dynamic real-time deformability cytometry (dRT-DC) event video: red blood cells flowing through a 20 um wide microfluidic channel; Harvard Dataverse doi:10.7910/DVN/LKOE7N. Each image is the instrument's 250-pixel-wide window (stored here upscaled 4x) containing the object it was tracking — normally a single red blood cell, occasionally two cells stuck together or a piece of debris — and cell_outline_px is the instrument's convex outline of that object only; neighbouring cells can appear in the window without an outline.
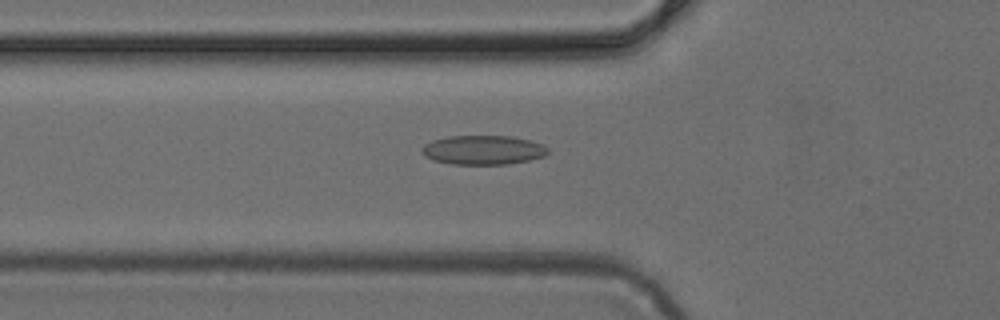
{"species": "common noctule bat (a hibernating species)", "species_latin": "Nyctalus noctula", "temperature_condition": "cold", "stored_images_in_passage": 49, "camera_frame_rate_fps": 3000, "um_per_image_px": 0.085, "animal": {"sex": "female", "body_mass_g": 24.6, "forearm_length_mm": 56.2}, "frame": {"image": 1, "passage_image": 17, "time_ms": 5.333, "image_size_px": [1000, 320], "cell_outline_px": [[548, 152], [544, 156], [528, 160], [508, 164], [452, 164], [432, 160], [424, 156], [420, 152], [420, 148], [424, 144], [432, 140], [448, 136], [512, 136], [544, 144], [548, 148]], "centroid_in_image_um": [41.02, 12.74], "position_along_channel_um": 84.8, "area_um2": 21.62}}
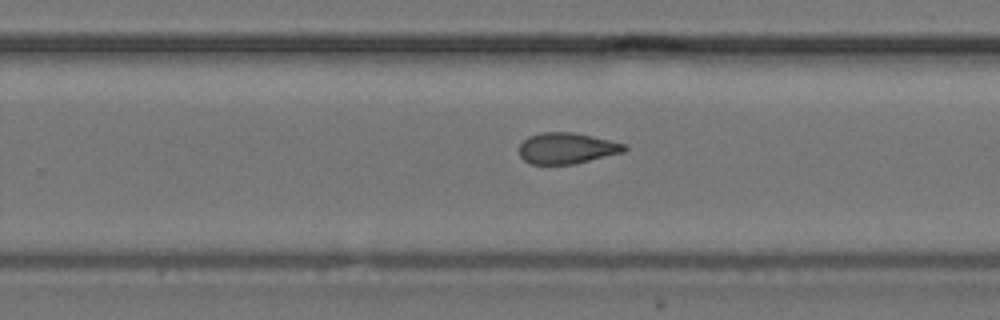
{"frame": {"image": 2, "passage_image": 31, "time_ms": 10.0, "image_size_px": [1000, 320], "cell_outline_px": [[628, 148], [624, 152], [576, 164], [532, 164], [524, 160], [520, 156], [520, 144], [528, 136], [540, 132], [576, 132], [624, 144]], "centroid_in_image_um": [48.17, 12.6], "position_along_channel_um": 281.6, "area_um2": 19.07}}
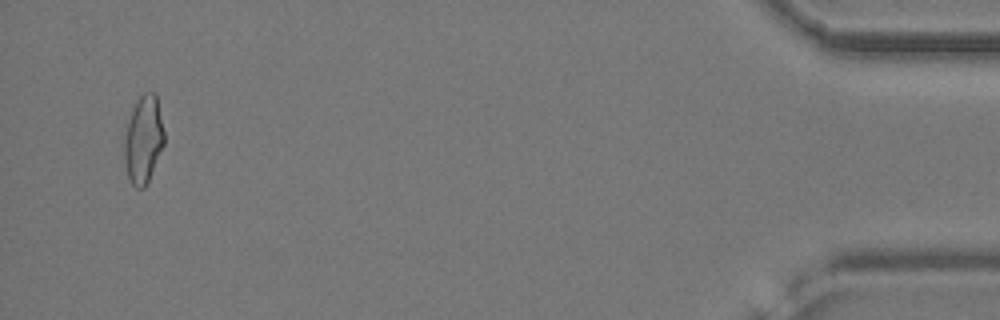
{"frame": {"image": 3, "passage_image": 47, "time_ms": 15.333, "image_size_px": [1000, 320], "cell_outline_px": [[164, 144], [148, 180], [144, 188], [136, 188], [132, 184], [128, 176], [124, 160], [124, 136], [128, 120], [132, 108], [136, 100], [144, 92], [156, 92], [164, 132]], "centroid_in_image_um": [12.18, 11.82], "position_along_channel_um": 423.0, "area_um2": 20.35}}